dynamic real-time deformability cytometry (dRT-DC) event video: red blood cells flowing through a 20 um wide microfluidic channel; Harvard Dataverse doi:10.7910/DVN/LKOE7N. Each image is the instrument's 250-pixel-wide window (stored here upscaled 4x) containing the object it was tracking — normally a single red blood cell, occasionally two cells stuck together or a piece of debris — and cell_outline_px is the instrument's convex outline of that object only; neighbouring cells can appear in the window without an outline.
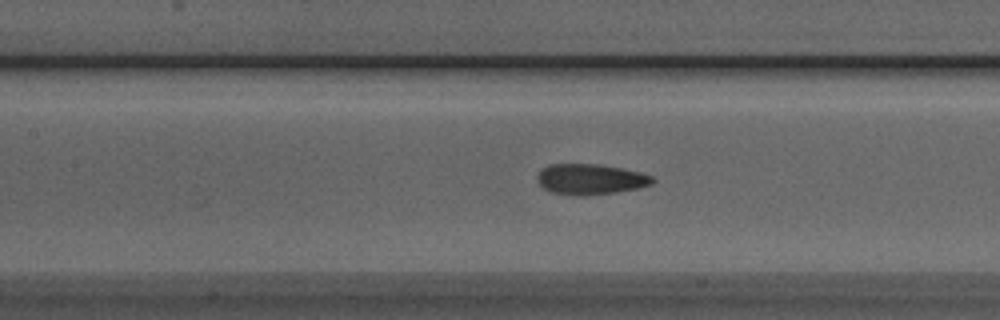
{"species": "Egyptian fruit bat (a non-hibernating species)", "species_latin": "Rousettus aegyptiacus", "temperature_condition": "room temperature", "stored_images_in_passage": 38, "camera_frame_rate_fps": 3000, "um_per_image_px": 0.085, "animal": {"sex": "male"}, "frame": {"image": 1, "passage_image": 8, "time_ms": 2.333, "image_size_px": [1000, 320], "cell_outline_px": [[656, 180], [652, 184], [636, 188], [616, 192], [584, 196], [552, 192], [544, 188], [536, 180], [536, 176], [540, 168], [548, 164], [600, 164], [640, 172], [652, 176]], "centroid_in_image_um": [50.15, 15.22], "position_along_channel_um": 157.2, "area_um2": 20.58}}
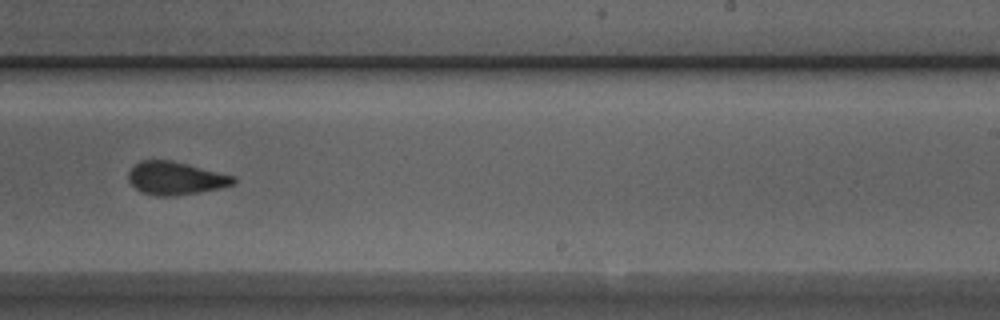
{"frame": {"image": 2, "passage_image": 17, "time_ms": 5.333, "image_size_px": [1000, 320], "cell_outline_px": [[236, 184], [220, 188], [200, 192], [176, 196], [156, 196], [140, 192], [128, 180], [128, 172], [140, 160], [172, 160], [236, 176]], "centroid_in_image_um": [14.94, 15.15], "position_along_channel_um": 274.1, "area_um2": 20.4}}
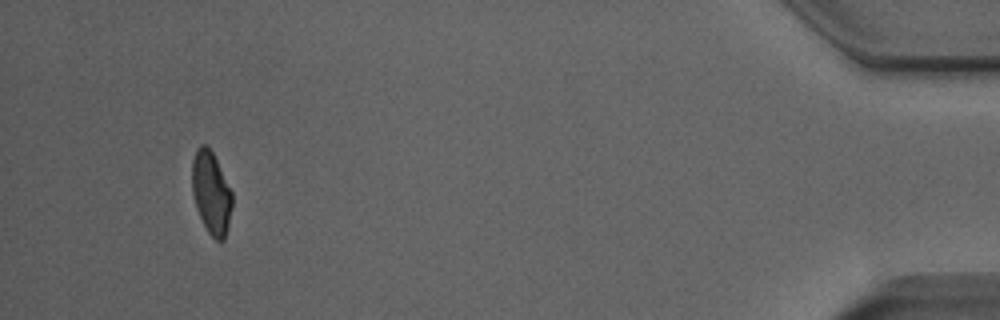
{"frame": {"image": 3, "passage_image": 34, "time_ms": 11.0, "image_size_px": [1000, 320], "cell_outline_px": [[232, 204], [228, 228], [224, 240], [220, 244], [208, 232], [196, 208], [192, 192], [192, 160], [196, 148], [200, 144], [204, 144], [212, 152], [232, 192]], "centroid_in_image_um": [17.95, 16.41], "position_along_channel_um": 417.3, "area_um2": 19.25}, "authors_computed_cell_mechanics": {"area_um2": 20.4612, "velocity_mm_per_s": 3.9091, "shape_relaxation_time_tau1_ms": 4.0901, "shape_relaxation_time_tau2_ms": 2.0955, "deformation_change_tau1": 0.1242, "deformation_change_tau2": 0.0694}}